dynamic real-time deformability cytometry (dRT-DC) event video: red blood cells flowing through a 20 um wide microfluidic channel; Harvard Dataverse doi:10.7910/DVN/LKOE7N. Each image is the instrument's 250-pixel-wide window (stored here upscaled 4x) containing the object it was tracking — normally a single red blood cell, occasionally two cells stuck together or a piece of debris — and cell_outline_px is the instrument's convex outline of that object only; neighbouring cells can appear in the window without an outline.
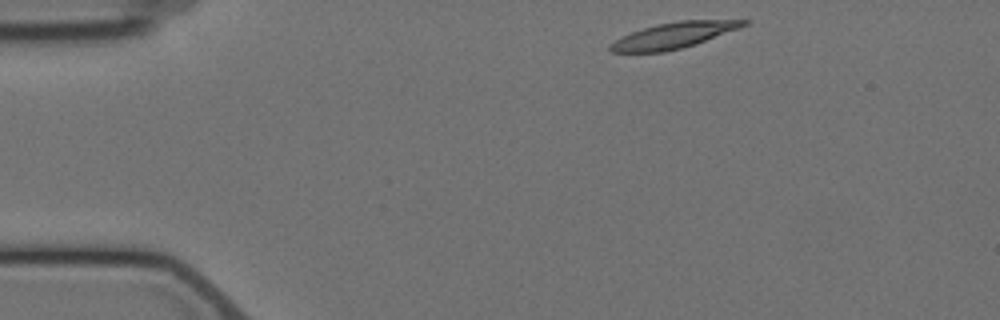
{"species": "Egyptian fruit bat (a non-hibernating species)", "species_latin": "Rousettus aegyptiacus", "temperature_condition": "cold", "stored_images_in_passage": 3, "camera_frame_rate_fps": 3000, "um_per_image_px": 0.085, "animal": {"sex": "female"}, "frame": {"image": 1, "passage_image": 1, "time_ms": 0.0, "image_size_px": [1000, 320], "cell_outline_px": [[748, 24], [740, 28], [696, 44], [664, 52], [612, 52], [608, 48], [620, 36], [656, 24], [680, 20], [748, 20]], "centroid_in_image_um": [57.28, 3.0], "position_along_channel_um": 27.7, "area_um2": 19.94}}
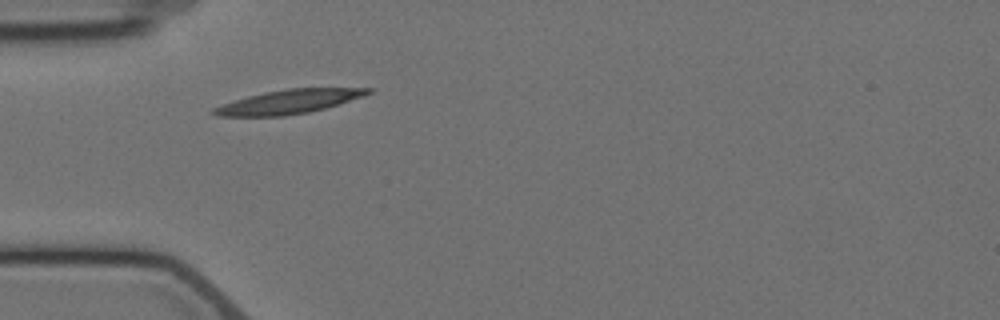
{"frame": {"image": 2, "passage_image": 3, "time_ms": 2.667, "image_size_px": [1000, 320], "cell_outline_px": [[372, 92], [364, 96], [324, 108], [308, 112], [284, 116], [220, 116], [212, 112], [212, 108], [248, 96], [264, 92], [288, 88], [372, 88]], "centroid_in_image_um": [24.57, 8.64], "position_along_channel_um": 60.4, "area_um2": 21.21}}